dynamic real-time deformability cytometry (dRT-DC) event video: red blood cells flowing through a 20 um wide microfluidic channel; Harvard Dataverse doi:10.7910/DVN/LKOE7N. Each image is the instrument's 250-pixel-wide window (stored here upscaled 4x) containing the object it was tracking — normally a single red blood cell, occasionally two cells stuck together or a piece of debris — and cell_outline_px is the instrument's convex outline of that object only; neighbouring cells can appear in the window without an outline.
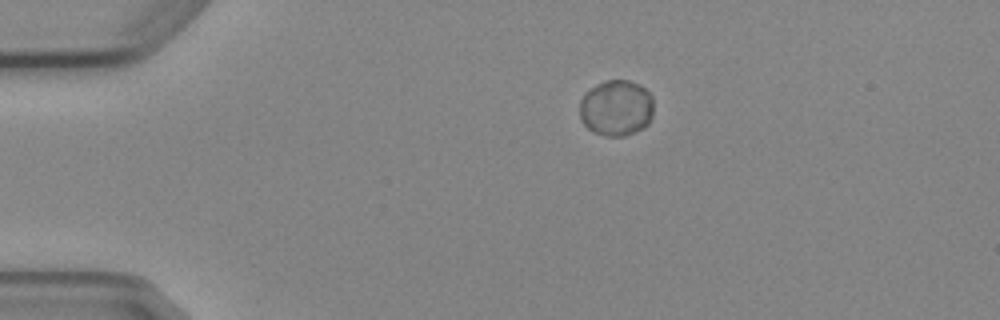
{"species": "Egyptian fruit bat (a non-hibernating species)", "species_latin": "Rousettus aegyptiacus", "temperature_condition": "cold", "stored_images_in_passage": 2, "camera_frame_rate_fps": 3000, "um_per_image_px": 0.085, "animal": {"sex": "female"}, "frame": {"image": 1, "passage_image": 2, "time_ms": 2.0, "image_size_px": [1000, 320], "cell_outline_px": [[652, 116], [648, 124], [644, 128], [624, 136], [608, 136], [596, 132], [588, 128], [580, 120], [580, 100], [584, 92], [596, 84], [604, 80], [628, 80], [640, 84], [652, 96]], "centroid_in_image_um": [52.37, 9.16], "position_along_channel_um": 32.6, "area_um2": 24.28}}